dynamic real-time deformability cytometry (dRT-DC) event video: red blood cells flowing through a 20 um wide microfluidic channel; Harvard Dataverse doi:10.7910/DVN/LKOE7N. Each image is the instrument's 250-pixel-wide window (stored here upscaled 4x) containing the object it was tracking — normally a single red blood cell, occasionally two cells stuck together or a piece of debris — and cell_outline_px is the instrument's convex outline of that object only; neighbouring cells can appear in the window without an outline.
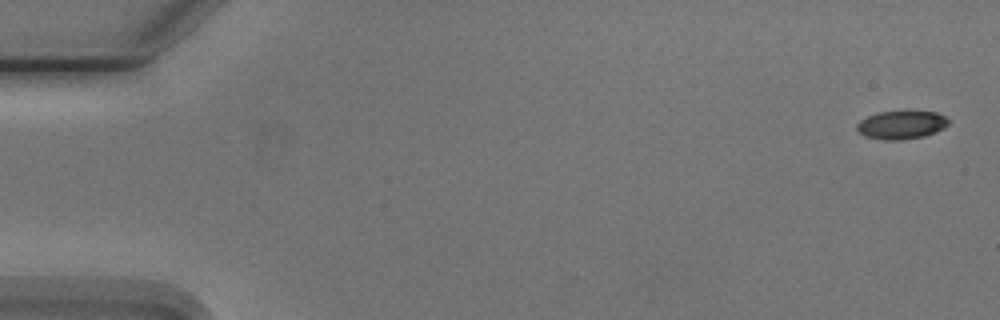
{"species": "Egyptian fruit bat (a non-hibernating species)", "species_latin": "Rousettus aegyptiacus", "temperature_condition": "cold", "stored_images_in_passage": 6, "camera_frame_rate_fps": 3000, "um_per_image_px": 0.085, "animal": {"sex": "male"}, "frame": {"image": 1, "passage_image": 1, "time_ms": 0.0, "image_size_px": [1000, 320], "cell_outline_px": [[948, 124], [944, 128], [936, 132], [924, 136], [900, 140], [884, 140], [864, 136], [856, 128], [856, 124], [860, 120], [868, 116], [880, 112], [908, 108], [936, 112], [944, 116], [948, 120]], "centroid_in_image_um": [76.63, 10.57], "position_along_channel_um": 8.4, "area_um2": 15.72}}
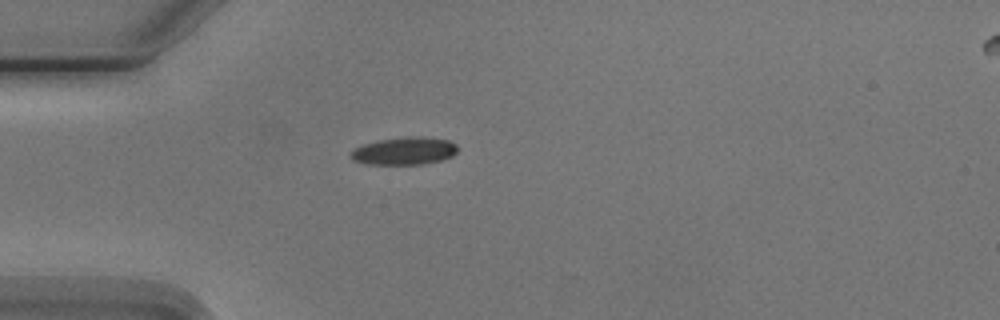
{"frame": {"image": 2, "passage_image": 5, "time_ms": 4.667, "image_size_px": [1000, 320], "cell_outline_px": [[456, 152], [452, 156], [440, 160], [424, 164], [368, 164], [352, 160], [352, 152], [356, 148], [364, 144], [376, 140], [412, 136], [420, 136], [448, 140], [456, 144]], "centroid_in_image_um": [34.38, 12.83], "position_along_channel_um": 50.6, "area_um2": 16.99}}